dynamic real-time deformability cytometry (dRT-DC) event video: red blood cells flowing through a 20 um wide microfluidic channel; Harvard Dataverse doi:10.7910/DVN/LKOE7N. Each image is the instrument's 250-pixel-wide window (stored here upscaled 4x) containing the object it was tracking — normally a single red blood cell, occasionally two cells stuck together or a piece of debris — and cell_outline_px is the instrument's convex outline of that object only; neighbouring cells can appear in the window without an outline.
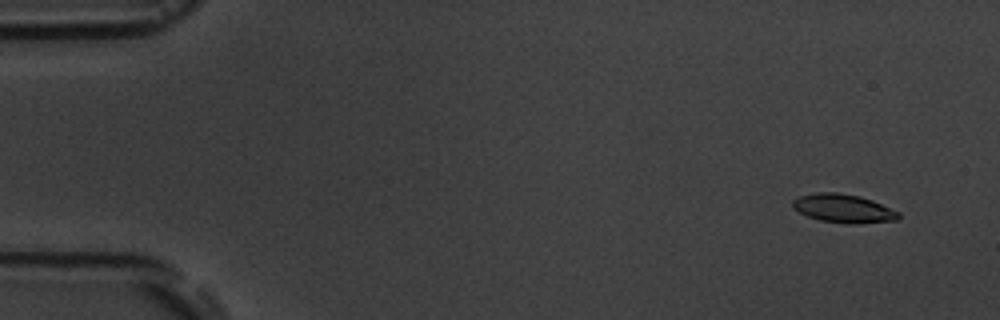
{"species": "common noctule bat (a hibernating species)", "species_latin": "Nyctalus noctula", "temperature_condition": "room temperature", "stored_images_in_passage": 7, "camera_frame_rate_fps": 3000, "um_per_image_px": 0.085, "animal": {"sex": "male", "body_mass_g": 19.5, "forearm_length_mm": 54.6}, "frame": {"image": 1, "passage_image": 2, "time_ms": 1.0, "image_size_px": [1000, 320], "cell_outline_px": [[900, 216], [896, 220], [856, 224], [848, 224], [820, 220], [808, 216], [792, 208], [792, 200], [800, 196], [816, 192], [836, 192], [860, 196], [872, 200], [900, 212]], "centroid_in_image_um": [71.69, 17.71], "position_along_channel_um": 13.3, "area_um2": 17.63}}
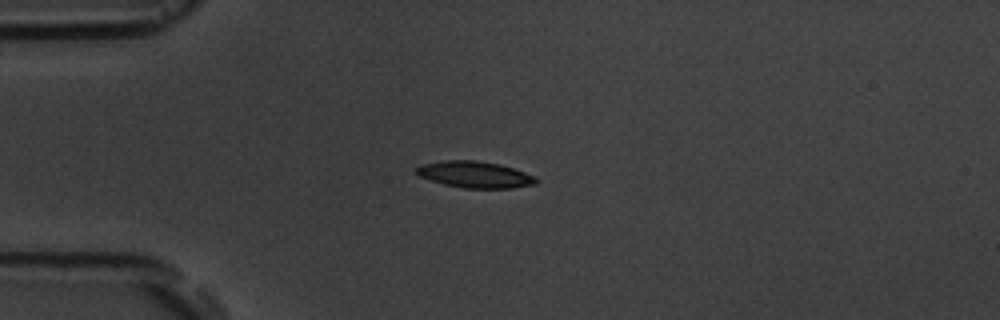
{"frame": {"image": 2, "passage_image": 5, "time_ms": 4.667, "image_size_px": [1000, 320], "cell_outline_px": [[540, 180], [536, 184], [512, 188], [464, 188], [444, 184], [420, 176], [412, 172], [412, 168], [420, 164], [444, 160], [476, 160], [500, 164], [536, 176]], "centroid_in_image_um": [40.33, 14.83], "position_along_channel_um": 44.7, "area_um2": 18.73}}
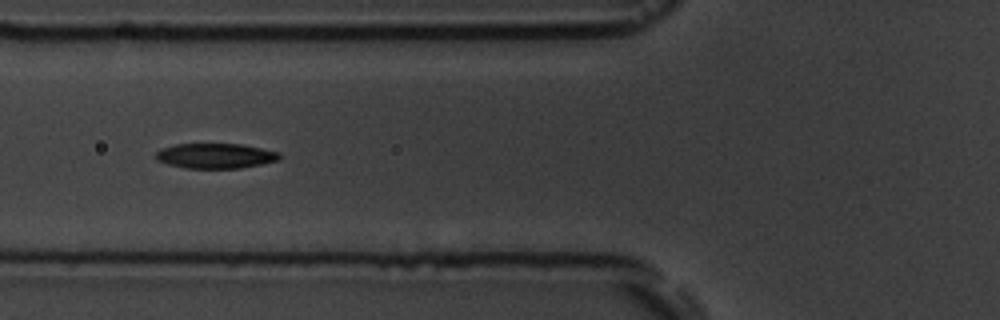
{"frame": {"image": 3, "passage_image": 7, "time_ms": 7.0, "image_size_px": [1000, 320], "cell_outline_px": [[280, 160], [240, 168], [184, 168], [168, 164], [156, 160], [156, 152], [160, 148], [176, 144], [240, 144], [280, 152]], "centroid_in_image_um": [18.29, 13.25], "position_along_channel_um": 107.5, "area_um2": 18.03}}